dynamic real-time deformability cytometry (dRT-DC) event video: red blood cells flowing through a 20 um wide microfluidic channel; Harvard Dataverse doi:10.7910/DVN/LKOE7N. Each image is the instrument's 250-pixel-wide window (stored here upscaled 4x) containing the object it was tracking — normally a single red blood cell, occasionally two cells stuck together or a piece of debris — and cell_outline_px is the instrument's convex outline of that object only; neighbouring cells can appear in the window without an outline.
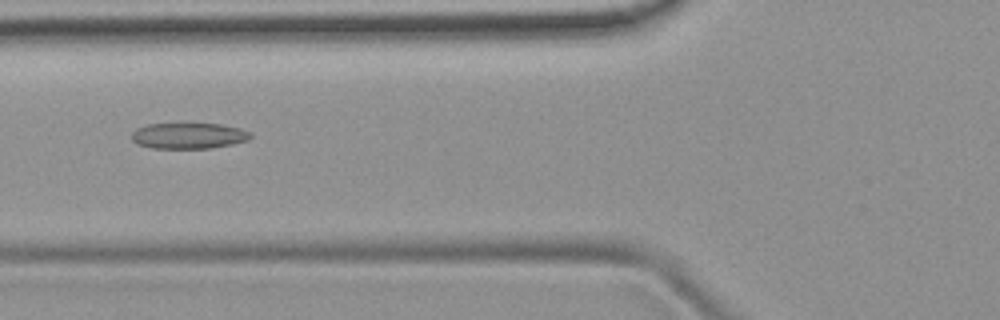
{"species": "common noctule bat (a hibernating species)", "species_latin": "Nyctalus noctula", "temperature_condition": "room temperature", "stored_images_in_passage": 42, "camera_frame_rate_fps": 3000, "um_per_image_px": 0.085, "animal": {"sex": "female", "body_mass_g": 19.9}, "frame": {"image": 1, "passage_image": 11, "time_ms": 3.333, "image_size_px": [1000, 320], "cell_outline_px": [[252, 136], [248, 140], [232, 144], [208, 148], [152, 148], [136, 144], [132, 140], [132, 132], [136, 128], [148, 124], [184, 120], [220, 124], [240, 128], [252, 132]], "centroid_in_image_um": [16.01, 11.48], "position_along_channel_um": 109.8, "area_um2": 18.96}}
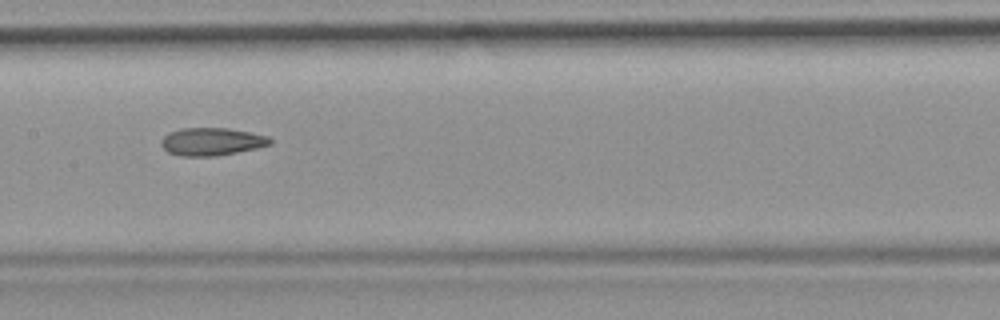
{"frame": {"image": 2, "passage_image": 17, "time_ms": 5.333, "image_size_px": [1000, 320], "cell_outline_px": [[272, 144], [256, 148], [216, 156], [180, 156], [168, 152], [160, 144], [160, 140], [168, 132], [180, 128], [228, 128], [268, 136], [272, 140]], "centroid_in_image_um": [17.96, 12.03], "position_along_channel_um": 189.4, "area_um2": 17.63}}
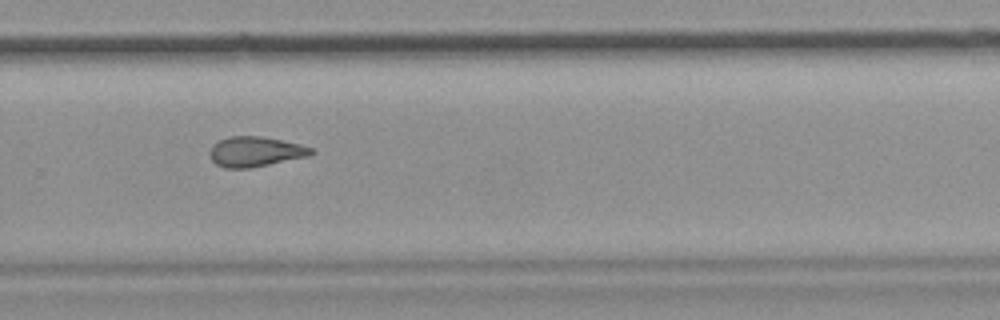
{"frame": {"image": 3, "passage_image": 26, "time_ms": 8.333, "image_size_px": [1000, 320], "cell_outline_px": [[316, 152], [308, 156], [248, 168], [224, 168], [216, 164], [212, 160], [208, 152], [212, 144], [220, 140], [232, 136], [260, 136], [300, 144], [312, 148]], "centroid_in_image_um": [21.67, 12.89], "position_along_channel_um": 308.1, "area_um2": 17.63}, "authors_computed_cell_mechanics": {"area_um2": 18.0625, "velocity_mm_per_s": 3.9776, "shape_relaxation_time_tau1_ms": null, "shape_relaxation_time_tau2_ms": 4.8406, "deformation_change_tau1": null, "deformation_change_tau2": 0.1378}}